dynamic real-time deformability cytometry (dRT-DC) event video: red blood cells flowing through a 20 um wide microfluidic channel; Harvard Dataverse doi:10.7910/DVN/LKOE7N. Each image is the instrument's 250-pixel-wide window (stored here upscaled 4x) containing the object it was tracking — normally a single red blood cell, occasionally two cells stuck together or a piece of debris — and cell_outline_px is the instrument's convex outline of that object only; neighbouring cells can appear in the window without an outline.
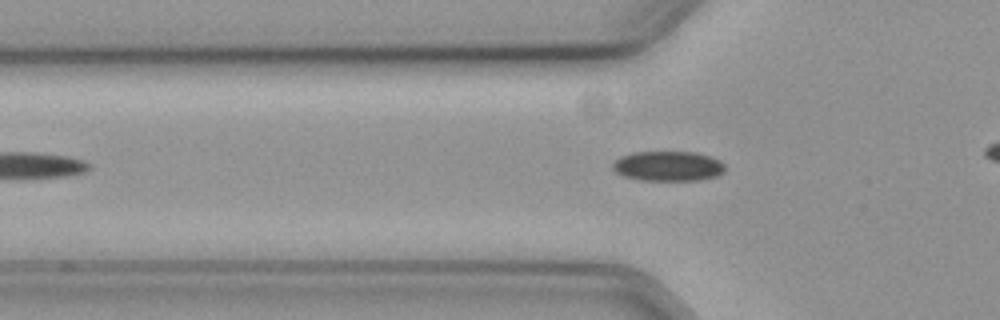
{"species": "common noctule bat (a hibernating species)", "species_latin": "Nyctalus noctula", "temperature_condition": "cold", "stored_images_in_passage": 41, "camera_frame_rate_fps": 3000, "um_per_image_px": 0.085, "animal": {"sex": "female", "body_mass_g": 19.3, "forearm_length_mm": 54.1}, "frame": {"image": 1, "passage_image": 13, "time_ms": 4.0, "image_size_px": [1000, 320], "cell_outline_px": [[724, 172], [716, 176], [700, 180], [640, 180], [624, 176], [616, 172], [612, 168], [612, 164], [620, 156], [632, 152], [696, 152], [720, 160], [724, 164]], "centroid_in_image_um": [56.78, 14.11], "position_along_channel_um": 69.0, "area_um2": 19.59}}
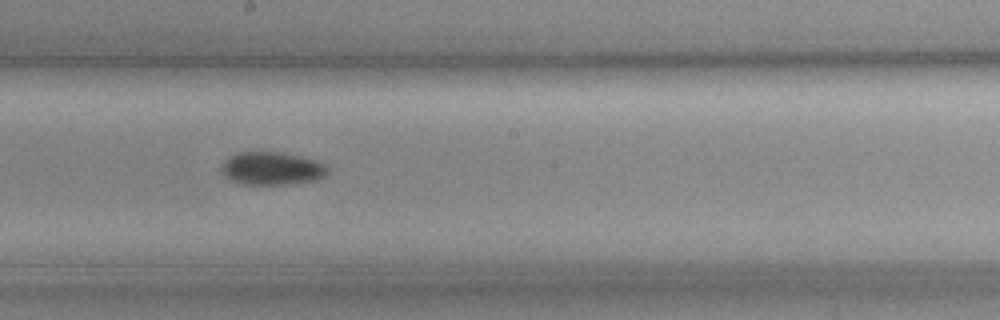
{"frame": {"image": 2, "passage_image": 26, "time_ms": 8.333, "image_size_px": [1000, 320], "cell_outline_px": [[328, 172], [324, 176], [316, 180], [288, 184], [240, 184], [224, 176], [220, 172], [220, 168], [224, 160], [228, 156], [236, 152], [276, 152], [300, 156], [324, 164], [328, 168]], "centroid_in_image_um": [23.04, 14.32], "position_along_channel_um": 225.2, "area_um2": 20.4}}
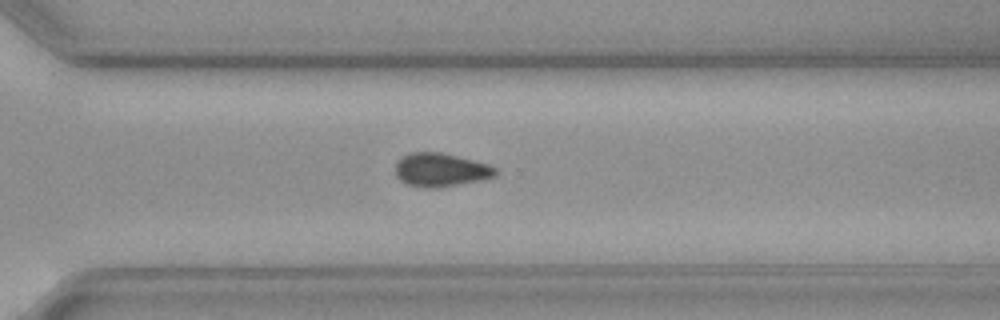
{"frame": {"image": 3, "passage_image": 35, "time_ms": 11.333, "image_size_px": [1000, 320], "cell_outline_px": [[496, 176], [484, 180], [444, 188], [424, 188], [408, 184], [400, 180], [396, 176], [396, 160], [412, 152], [440, 152], [488, 164], [496, 168]], "centroid_in_image_um": [37.47, 14.46], "position_along_channel_um": 333.1, "area_um2": 19.77}}